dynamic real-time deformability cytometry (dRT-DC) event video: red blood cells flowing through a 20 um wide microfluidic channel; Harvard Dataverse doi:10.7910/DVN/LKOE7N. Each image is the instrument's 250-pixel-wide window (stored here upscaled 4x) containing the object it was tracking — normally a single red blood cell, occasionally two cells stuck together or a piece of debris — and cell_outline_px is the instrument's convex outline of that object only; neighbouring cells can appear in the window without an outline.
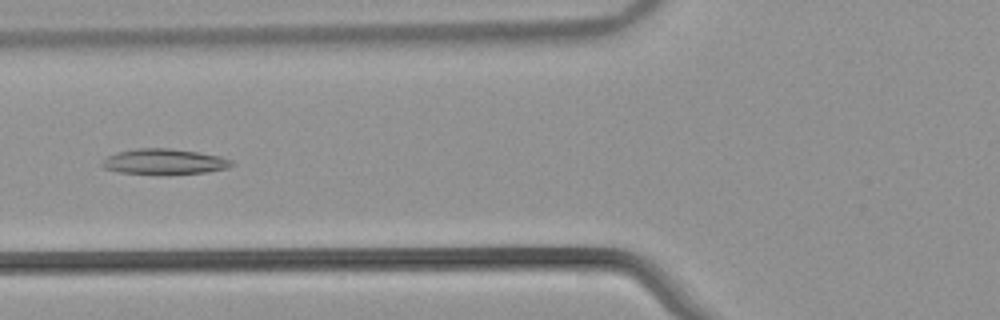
{"species": "common noctule bat (a hibernating species)", "species_latin": "Nyctalus noctula", "temperature_condition": "warm", "stored_images_in_passage": 54, "camera_frame_rate_fps": 3000, "um_per_image_px": 0.085, "animal": {"sex": "male", "body_mass_g": 21.5, "forearm_length_mm": 52.0}, "frame": {"image": 1, "passage_image": 22, "time_ms": 7.0, "image_size_px": [1000, 320], "cell_outline_px": [[236, 164], [228, 168], [208, 172], [160, 176], [120, 172], [104, 168], [100, 164], [108, 156], [116, 152], [136, 148], [168, 148], [196, 152], [220, 156], [232, 160]], "centroid_in_image_um": [13.98, 13.77], "position_along_channel_um": 111.8, "area_um2": 19.77}}
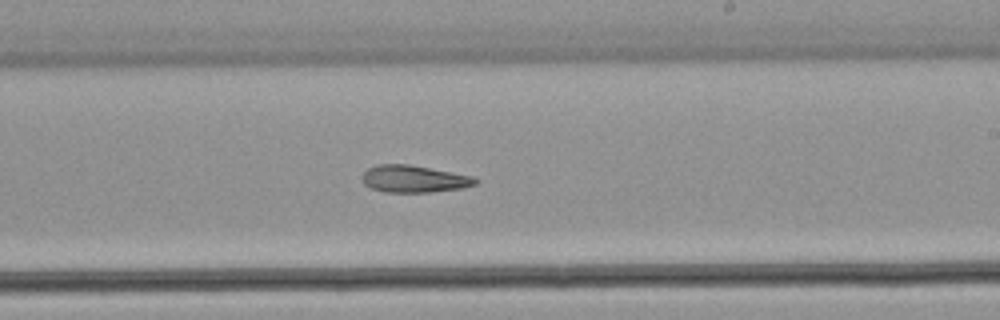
{"frame": {"image": 2, "passage_image": 33, "time_ms": 10.667, "image_size_px": [1000, 320], "cell_outline_px": [[480, 180], [476, 184], [460, 188], [432, 192], [384, 192], [372, 188], [364, 184], [360, 176], [368, 168], [376, 164], [408, 164], [452, 172], [472, 176]], "centroid_in_image_um": [35.16, 15.2], "position_along_channel_um": 253.8, "area_um2": 17.92}}
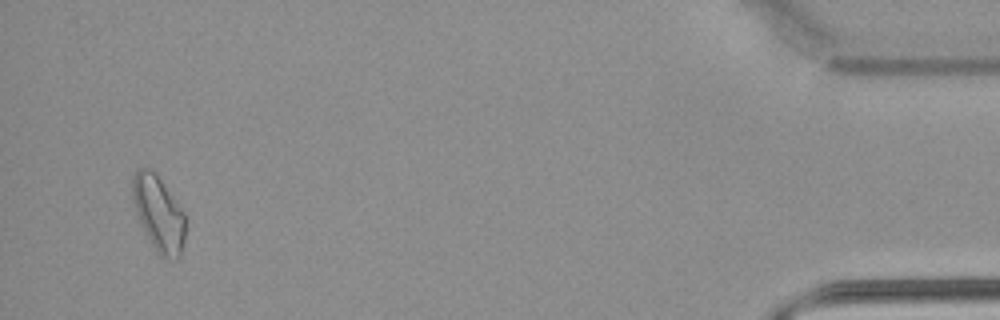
{"frame": {"image": 3, "passage_image": 52, "time_ms": 17.0, "image_size_px": [1000, 320], "cell_outline_px": [[184, 240], [180, 256], [176, 260], [164, 260], [160, 256], [152, 244], [136, 212], [132, 200], [132, 176], [136, 168], [148, 168], [160, 180], [184, 212]], "centroid_in_image_um": [13.47, 18.18], "position_along_channel_um": 421.7, "area_um2": 22.77}}